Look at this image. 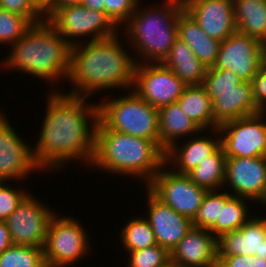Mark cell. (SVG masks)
<instances>
[{
  "label": "cell",
  "mask_w": 266,
  "mask_h": 267,
  "mask_svg": "<svg viewBox=\"0 0 266 267\" xmlns=\"http://www.w3.org/2000/svg\"><path fill=\"white\" fill-rule=\"evenodd\" d=\"M130 92L107 100L101 98L98 119L112 131L153 140L160 147L158 109L132 89Z\"/></svg>",
  "instance_id": "8992f818"
},
{
  "label": "cell",
  "mask_w": 266,
  "mask_h": 267,
  "mask_svg": "<svg viewBox=\"0 0 266 267\" xmlns=\"http://www.w3.org/2000/svg\"><path fill=\"white\" fill-rule=\"evenodd\" d=\"M165 267H181V266L175 265L172 262H169Z\"/></svg>",
  "instance_id": "f6af8a7d"
},
{
  "label": "cell",
  "mask_w": 266,
  "mask_h": 267,
  "mask_svg": "<svg viewBox=\"0 0 266 267\" xmlns=\"http://www.w3.org/2000/svg\"><path fill=\"white\" fill-rule=\"evenodd\" d=\"M0 267H47L41 247L11 245L0 255Z\"/></svg>",
  "instance_id": "f546056e"
},
{
  "label": "cell",
  "mask_w": 266,
  "mask_h": 267,
  "mask_svg": "<svg viewBox=\"0 0 266 267\" xmlns=\"http://www.w3.org/2000/svg\"><path fill=\"white\" fill-rule=\"evenodd\" d=\"M202 267H226V265L219 257H216L214 260L208 262Z\"/></svg>",
  "instance_id": "ee69618b"
},
{
  "label": "cell",
  "mask_w": 266,
  "mask_h": 267,
  "mask_svg": "<svg viewBox=\"0 0 266 267\" xmlns=\"http://www.w3.org/2000/svg\"><path fill=\"white\" fill-rule=\"evenodd\" d=\"M221 191H207L202 204L192 219L193 227L209 230L216 221H220Z\"/></svg>",
  "instance_id": "d6a6232c"
},
{
  "label": "cell",
  "mask_w": 266,
  "mask_h": 267,
  "mask_svg": "<svg viewBox=\"0 0 266 267\" xmlns=\"http://www.w3.org/2000/svg\"><path fill=\"white\" fill-rule=\"evenodd\" d=\"M217 257V239L203 228L192 229L170 252V262L181 267H202Z\"/></svg>",
  "instance_id": "ffe728a7"
},
{
  "label": "cell",
  "mask_w": 266,
  "mask_h": 267,
  "mask_svg": "<svg viewBox=\"0 0 266 267\" xmlns=\"http://www.w3.org/2000/svg\"><path fill=\"white\" fill-rule=\"evenodd\" d=\"M17 188L7 181H0V221H5L29 194L27 189Z\"/></svg>",
  "instance_id": "e575fe53"
},
{
  "label": "cell",
  "mask_w": 266,
  "mask_h": 267,
  "mask_svg": "<svg viewBox=\"0 0 266 267\" xmlns=\"http://www.w3.org/2000/svg\"><path fill=\"white\" fill-rule=\"evenodd\" d=\"M13 245L6 221H0V255Z\"/></svg>",
  "instance_id": "ab89813d"
},
{
  "label": "cell",
  "mask_w": 266,
  "mask_h": 267,
  "mask_svg": "<svg viewBox=\"0 0 266 267\" xmlns=\"http://www.w3.org/2000/svg\"><path fill=\"white\" fill-rule=\"evenodd\" d=\"M212 103L213 129L228 121L257 113L251 82H241L233 92L217 93Z\"/></svg>",
  "instance_id": "44dd1931"
},
{
  "label": "cell",
  "mask_w": 266,
  "mask_h": 267,
  "mask_svg": "<svg viewBox=\"0 0 266 267\" xmlns=\"http://www.w3.org/2000/svg\"><path fill=\"white\" fill-rule=\"evenodd\" d=\"M80 4L87 8H90L91 10L104 12L103 0H82Z\"/></svg>",
  "instance_id": "b9f144b4"
},
{
  "label": "cell",
  "mask_w": 266,
  "mask_h": 267,
  "mask_svg": "<svg viewBox=\"0 0 266 267\" xmlns=\"http://www.w3.org/2000/svg\"><path fill=\"white\" fill-rule=\"evenodd\" d=\"M237 31L266 45V0H233Z\"/></svg>",
  "instance_id": "d4e9b609"
},
{
  "label": "cell",
  "mask_w": 266,
  "mask_h": 267,
  "mask_svg": "<svg viewBox=\"0 0 266 267\" xmlns=\"http://www.w3.org/2000/svg\"><path fill=\"white\" fill-rule=\"evenodd\" d=\"M221 191L220 221H216L209 229L216 239L225 233L240 229L252 217L246 203L251 200L231 195L230 190Z\"/></svg>",
  "instance_id": "4316f807"
},
{
  "label": "cell",
  "mask_w": 266,
  "mask_h": 267,
  "mask_svg": "<svg viewBox=\"0 0 266 267\" xmlns=\"http://www.w3.org/2000/svg\"><path fill=\"white\" fill-rule=\"evenodd\" d=\"M141 2L120 28L124 31L123 41L127 38V43L131 45L128 48L134 50L132 54H135L137 64L161 63L178 38L177 22L184 9L183 0H163L158 7L155 4L144 7ZM136 56H140V60Z\"/></svg>",
  "instance_id": "5b68a950"
},
{
  "label": "cell",
  "mask_w": 266,
  "mask_h": 267,
  "mask_svg": "<svg viewBox=\"0 0 266 267\" xmlns=\"http://www.w3.org/2000/svg\"><path fill=\"white\" fill-rule=\"evenodd\" d=\"M235 255L266 260V217L254 215L240 229L217 238V256Z\"/></svg>",
  "instance_id": "ac0fdd59"
},
{
  "label": "cell",
  "mask_w": 266,
  "mask_h": 267,
  "mask_svg": "<svg viewBox=\"0 0 266 267\" xmlns=\"http://www.w3.org/2000/svg\"><path fill=\"white\" fill-rule=\"evenodd\" d=\"M9 121L0 111V181H26L32 172L41 169L35 163L32 147Z\"/></svg>",
  "instance_id": "5bb4252c"
},
{
  "label": "cell",
  "mask_w": 266,
  "mask_h": 267,
  "mask_svg": "<svg viewBox=\"0 0 266 267\" xmlns=\"http://www.w3.org/2000/svg\"><path fill=\"white\" fill-rule=\"evenodd\" d=\"M32 26L26 17L0 8V44L10 47Z\"/></svg>",
  "instance_id": "1f68e13d"
},
{
  "label": "cell",
  "mask_w": 266,
  "mask_h": 267,
  "mask_svg": "<svg viewBox=\"0 0 266 267\" xmlns=\"http://www.w3.org/2000/svg\"><path fill=\"white\" fill-rule=\"evenodd\" d=\"M34 195L30 192L5 220L13 245L44 248L48 226L55 211Z\"/></svg>",
  "instance_id": "7c38bea8"
},
{
  "label": "cell",
  "mask_w": 266,
  "mask_h": 267,
  "mask_svg": "<svg viewBox=\"0 0 266 267\" xmlns=\"http://www.w3.org/2000/svg\"><path fill=\"white\" fill-rule=\"evenodd\" d=\"M183 4L208 37L222 42L237 31L233 0H183Z\"/></svg>",
  "instance_id": "e0dca14e"
},
{
  "label": "cell",
  "mask_w": 266,
  "mask_h": 267,
  "mask_svg": "<svg viewBox=\"0 0 266 267\" xmlns=\"http://www.w3.org/2000/svg\"><path fill=\"white\" fill-rule=\"evenodd\" d=\"M178 38L184 41L195 56L208 68L216 63L220 43L208 37L194 18L184 9L178 15Z\"/></svg>",
  "instance_id": "7402d4cb"
},
{
  "label": "cell",
  "mask_w": 266,
  "mask_h": 267,
  "mask_svg": "<svg viewBox=\"0 0 266 267\" xmlns=\"http://www.w3.org/2000/svg\"><path fill=\"white\" fill-rule=\"evenodd\" d=\"M226 267H266V260L259 256L235 255V256H217Z\"/></svg>",
  "instance_id": "f35d334b"
},
{
  "label": "cell",
  "mask_w": 266,
  "mask_h": 267,
  "mask_svg": "<svg viewBox=\"0 0 266 267\" xmlns=\"http://www.w3.org/2000/svg\"><path fill=\"white\" fill-rule=\"evenodd\" d=\"M51 91L46 93L45 118L32 147L35 163L41 172L64 171L75 160L89 168L95 153L98 103L87 101L89 97Z\"/></svg>",
  "instance_id": "6da1fadb"
},
{
  "label": "cell",
  "mask_w": 266,
  "mask_h": 267,
  "mask_svg": "<svg viewBox=\"0 0 266 267\" xmlns=\"http://www.w3.org/2000/svg\"><path fill=\"white\" fill-rule=\"evenodd\" d=\"M225 167L226 156L223 147L220 146L187 175L199 187L207 191L222 190L225 182Z\"/></svg>",
  "instance_id": "83f0119b"
},
{
  "label": "cell",
  "mask_w": 266,
  "mask_h": 267,
  "mask_svg": "<svg viewBox=\"0 0 266 267\" xmlns=\"http://www.w3.org/2000/svg\"><path fill=\"white\" fill-rule=\"evenodd\" d=\"M34 5L46 16L52 10L53 0H31Z\"/></svg>",
  "instance_id": "60d3db41"
},
{
  "label": "cell",
  "mask_w": 266,
  "mask_h": 267,
  "mask_svg": "<svg viewBox=\"0 0 266 267\" xmlns=\"http://www.w3.org/2000/svg\"><path fill=\"white\" fill-rule=\"evenodd\" d=\"M186 86L162 63L136 64L132 90L157 109L177 102Z\"/></svg>",
  "instance_id": "4fadbf2b"
},
{
  "label": "cell",
  "mask_w": 266,
  "mask_h": 267,
  "mask_svg": "<svg viewBox=\"0 0 266 267\" xmlns=\"http://www.w3.org/2000/svg\"><path fill=\"white\" fill-rule=\"evenodd\" d=\"M121 36L122 32L71 47L67 80L73 85L66 94L90 98L103 90H131L137 63Z\"/></svg>",
  "instance_id": "7a4b0ae2"
},
{
  "label": "cell",
  "mask_w": 266,
  "mask_h": 267,
  "mask_svg": "<svg viewBox=\"0 0 266 267\" xmlns=\"http://www.w3.org/2000/svg\"><path fill=\"white\" fill-rule=\"evenodd\" d=\"M147 187L177 213L193 219L207 190L164 164Z\"/></svg>",
  "instance_id": "8fae6325"
},
{
  "label": "cell",
  "mask_w": 266,
  "mask_h": 267,
  "mask_svg": "<svg viewBox=\"0 0 266 267\" xmlns=\"http://www.w3.org/2000/svg\"><path fill=\"white\" fill-rule=\"evenodd\" d=\"M146 219L153 229L157 245L165 248L169 253L180 240L192 229V219L177 213L159 199L147 186ZM149 207V208H148Z\"/></svg>",
  "instance_id": "2e32d148"
},
{
  "label": "cell",
  "mask_w": 266,
  "mask_h": 267,
  "mask_svg": "<svg viewBox=\"0 0 266 267\" xmlns=\"http://www.w3.org/2000/svg\"><path fill=\"white\" fill-rule=\"evenodd\" d=\"M82 0H53L52 8H60L68 5L80 4Z\"/></svg>",
  "instance_id": "7bdbcfd3"
},
{
  "label": "cell",
  "mask_w": 266,
  "mask_h": 267,
  "mask_svg": "<svg viewBox=\"0 0 266 267\" xmlns=\"http://www.w3.org/2000/svg\"><path fill=\"white\" fill-rule=\"evenodd\" d=\"M0 8L26 17L33 25L46 20L31 0H0Z\"/></svg>",
  "instance_id": "8d00e7d4"
},
{
  "label": "cell",
  "mask_w": 266,
  "mask_h": 267,
  "mask_svg": "<svg viewBox=\"0 0 266 267\" xmlns=\"http://www.w3.org/2000/svg\"><path fill=\"white\" fill-rule=\"evenodd\" d=\"M159 111L160 148L165 152L182 137L189 138L202 131L183 112L177 102L163 106Z\"/></svg>",
  "instance_id": "603a6c76"
},
{
  "label": "cell",
  "mask_w": 266,
  "mask_h": 267,
  "mask_svg": "<svg viewBox=\"0 0 266 267\" xmlns=\"http://www.w3.org/2000/svg\"><path fill=\"white\" fill-rule=\"evenodd\" d=\"M240 78L227 69L208 67L202 86L212 101L217 98V93L233 92L241 84Z\"/></svg>",
  "instance_id": "4dcf8cb0"
},
{
  "label": "cell",
  "mask_w": 266,
  "mask_h": 267,
  "mask_svg": "<svg viewBox=\"0 0 266 267\" xmlns=\"http://www.w3.org/2000/svg\"><path fill=\"white\" fill-rule=\"evenodd\" d=\"M263 205H265V207H266V197H265V200H264V203L262 204V206H263Z\"/></svg>",
  "instance_id": "bcb514c9"
},
{
  "label": "cell",
  "mask_w": 266,
  "mask_h": 267,
  "mask_svg": "<svg viewBox=\"0 0 266 267\" xmlns=\"http://www.w3.org/2000/svg\"><path fill=\"white\" fill-rule=\"evenodd\" d=\"M161 63L187 86L202 85L207 71V67L195 56L192 49L179 38Z\"/></svg>",
  "instance_id": "cb8c5ba5"
},
{
  "label": "cell",
  "mask_w": 266,
  "mask_h": 267,
  "mask_svg": "<svg viewBox=\"0 0 266 267\" xmlns=\"http://www.w3.org/2000/svg\"><path fill=\"white\" fill-rule=\"evenodd\" d=\"M104 12L117 26H123L133 15L140 0H103Z\"/></svg>",
  "instance_id": "d590c367"
},
{
  "label": "cell",
  "mask_w": 266,
  "mask_h": 267,
  "mask_svg": "<svg viewBox=\"0 0 266 267\" xmlns=\"http://www.w3.org/2000/svg\"><path fill=\"white\" fill-rule=\"evenodd\" d=\"M206 132H211L209 135L216 136L201 134L204 133L202 130L198 134L190 136L189 139L186 138L187 140L181 145L178 144L179 142L174 143L165 151V164L170 168L174 167L172 170L180 174H187L198 166L203 159L213 154L221 146L218 128L206 130Z\"/></svg>",
  "instance_id": "d6986e66"
},
{
  "label": "cell",
  "mask_w": 266,
  "mask_h": 267,
  "mask_svg": "<svg viewBox=\"0 0 266 267\" xmlns=\"http://www.w3.org/2000/svg\"><path fill=\"white\" fill-rule=\"evenodd\" d=\"M265 115V112H258L228 121L218 127L226 157L266 156Z\"/></svg>",
  "instance_id": "9c48e42d"
},
{
  "label": "cell",
  "mask_w": 266,
  "mask_h": 267,
  "mask_svg": "<svg viewBox=\"0 0 266 267\" xmlns=\"http://www.w3.org/2000/svg\"><path fill=\"white\" fill-rule=\"evenodd\" d=\"M165 164V152L153 141L108 129L99 119L95 153L89 168L151 182Z\"/></svg>",
  "instance_id": "277c9868"
},
{
  "label": "cell",
  "mask_w": 266,
  "mask_h": 267,
  "mask_svg": "<svg viewBox=\"0 0 266 267\" xmlns=\"http://www.w3.org/2000/svg\"><path fill=\"white\" fill-rule=\"evenodd\" d=\"M119 240L125 252H131L157 245L153 229L147 219L142 216L130 218L121 227Z\"/></svg>",
  "instance_id": "f1b7e54d"
},
{
  "label": "cell",
  "mask_w": 266,
  "mask_h": 267,
  "mask_svg": "<svg viewBox=\"0 0 266 267\" xmlns=\"http://www.w3.org/2000/svg\"><path fill=\"white\" fill-rule=\"evenodd\" d=\"M226 187L231 188V195L263 204L266 197V156L226 157L223 188Z\"/></svg>",
  "instance_id": "9a60e30c"
},
{
  "label": "cell",
  "mask_w": 266,
  "mask_h": 267,
  "mask_svg": "<svg viewBox=\"0 0 266 267\" xmlns=\"http://www.w3.org/2000/svg\"><path fill=\"white\" fill-rule=\"evenodd\" d=\"M9 49L0 61V68L8 72L11 69L44 79L53 91L58 88L52 86L68 78L71 46L46 20L33 25Z\"/></svg>",
  "instance_id": "3957f363"
},
{
  "label": "cell",
  "mask_w": 266,
  "mask_h": 267,
  "mask_svg": "<svg viewBox=\"0 0 266 267\" xmlns=\"http://www.w3.org/2000/svg\"><path fill=\"white\" fill-rule=\"evenodd\" d=\"M127 267H165L170 253L160 245L128 252Z\"/></svg>",
  "instance_id": "836d02e7"
},
{
  "label": "cell",
  "mask_w": 266,
  "mask_h": 267,
  "mask_svg": "<svg viewBox=\"0 0 266 267\" xmlns=\"http://www.w3.org/2000/svg\"><path fill=\"white\" fill-rule=\"evenodd\" d=\"M266 65V45L238 31L220 43L214 68L235 73L242 82L252 78Z\"/></svg>",
  "instance_id": "30bf717a"
},
{
  "label": "cell",
  "mask_w": 266,
  "mask_h": 267,
  "mask_svg": "<svg viewBox=\"0 0 266 267\" xmlns=\"http://www.w3.org/2000/svg\"><path fill=\"white\" fill-rule=\"evenodd\" d=\"M45 18L71 47L109 38L120 32L105 12L91 10L81 4L52 8Z\"/></svg>",
  "instance_id": "52a82bcc"
},
{
  "label": "cell",
  "mask_w": 266,
  "mask_h": 267,
  "mask_svg": "<svg viewBox=\"0 0 266 267\" xmlns=\"http://www.w3.org/2000/svg\"><path fill=\"white\" fill-rule=\"evenodd\" d=\"M177 103L201 129H213V103L202 85L186 86Z\"/></svg>",
  "instance_id": "484cf974"
},
{
  "label": "cell",
  "mask_w": 266,
  "mask_h": 267,
  "mask_svg": "<svg viewBox=\"0 0 266 267\" xmlns=\"http://www.w3.org/2000/svg\"><path fill=\"white\" fill-rule=\"evenodd\" d=\"M258 112H266V65L251 80Z\"/></svg>",
  "instance_id": "74e56055"
},
{
  "label": "cell",
  "mask_w": 266,
  "mask_h": 267,
  "mask_svg": "<svg viewBox=\"0 0 266 267\" xmlns=\"http://www.w3.org/2000/svg\"><path fill=\"white\" fill-rule=\"evenodd\" d=\"M81 224L72 216L54 214L43 248L47 267H70L88 256L92 250L90 236Z\"/></svg>",
  "instance_id": "ba28073f"
}]
</instances>
